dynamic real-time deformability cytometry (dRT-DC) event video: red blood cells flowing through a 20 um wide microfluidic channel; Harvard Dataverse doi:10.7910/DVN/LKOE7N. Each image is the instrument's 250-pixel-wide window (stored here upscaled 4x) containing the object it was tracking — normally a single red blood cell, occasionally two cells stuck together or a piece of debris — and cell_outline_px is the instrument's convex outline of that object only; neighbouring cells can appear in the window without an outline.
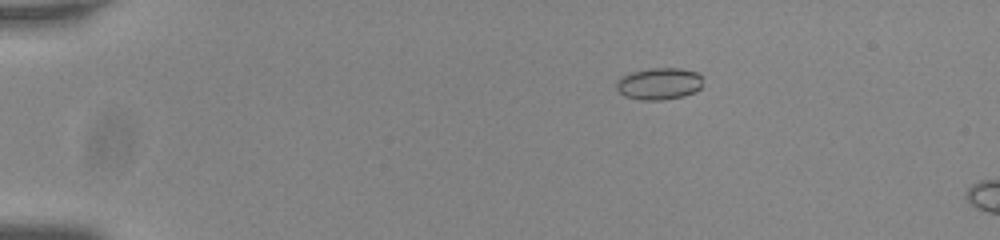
{"species": "common noctule bat (a hibernating species)", "species_latin": "Nyctalus noctula", "temperature_condition": "room temperature", "stored_images_in_passage": 6, "camera_frame_rate_fps": 3000, "um_per_image_px": 0.085, "animal": {"sex": "male", "body_mass_g": 20.0, "forearm_length_mm": 53.3}, "frame": {"image": 1, "passage_image": 2, "time_ms": 0.333, "image_size_px": [1000, 240], "cell_outline_px": [[700, 88], [696, 92], [684, 96], [660, 100], [640, 100], [624, 96], [616, 88], [616, 80], [620, 76], [632, 72], [652, 68], [680, 68], [696, 72], [700, 76]], "centroid_in_image_um": [55.98, 7.12], "position_along_channel_um": 29.0, "area_um2": 16.07}}